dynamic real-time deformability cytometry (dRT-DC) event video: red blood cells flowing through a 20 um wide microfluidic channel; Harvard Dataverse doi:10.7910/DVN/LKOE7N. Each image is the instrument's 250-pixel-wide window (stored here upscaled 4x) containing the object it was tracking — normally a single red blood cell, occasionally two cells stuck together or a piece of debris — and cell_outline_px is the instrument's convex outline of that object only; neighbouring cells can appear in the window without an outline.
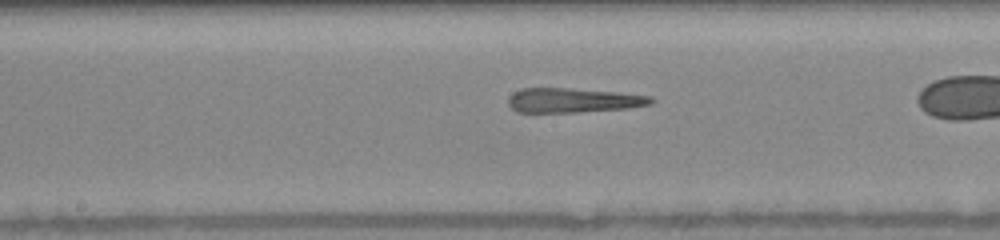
{"species": "human", "species_latin": "Homo sapiens", "temperature_condition": "warm", "stored_images_in_passage": 33, "camera_frame_rate_fps": 3000, "um_per_image_px": 0.085, "donor": {"sex": "female"}, "frame": {"image": 1, "passage_image": 13, "time_ms": 3.667, "image_size_px": [1000, 240], "cell_outline_px": [[656, 100], [652, 104], [628, 108], [580, 112], [516, 112], [508, 104], [508, 96], [512, 92], [520, 88], [572, 88], [616, 92], [652, 96]], "centroid_in_image_um": [48.71, 8.52], "position_along_channel_um": 199.5, "area_um2": 20.63}}